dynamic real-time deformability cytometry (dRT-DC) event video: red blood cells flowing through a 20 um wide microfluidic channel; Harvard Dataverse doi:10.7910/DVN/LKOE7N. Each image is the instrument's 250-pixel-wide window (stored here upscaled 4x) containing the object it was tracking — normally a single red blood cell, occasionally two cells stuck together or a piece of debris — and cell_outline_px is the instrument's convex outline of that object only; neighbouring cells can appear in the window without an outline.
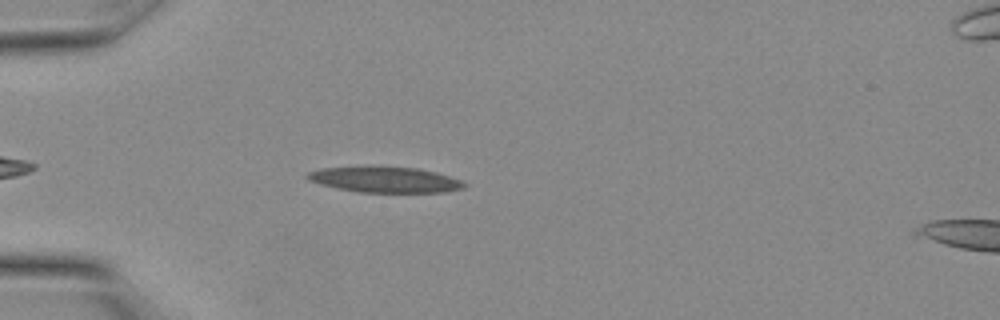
{"species": "Egyptian fruit bat (a non-hibernating species)", "species_latin": "Rousettus aegyptiacus", "temperature_condition": "warm", "stored_images_in_passage": 8, "camera_frame_rate_fps": 3000, "um_per_image_px": 0.085, "animal": {"sex": "female"}, "frame": {"image": 1, "passage_image": 2, "time_ms": 0.333, "image_size_px": [1000, 320], "cell_outline_px": [[468, 184], [464, 188], [444, 192], [356, 192], [336, 188], [320, 184], [308, 180], [304, 176], [308, 172], [320, 168], [372, 164], [420, 168], [436, 172], [460, 180]], "centroid_in_image_um": [32.66, 15.23], "position_along_channel_um": 52.3, "area_um2": 24.39}}
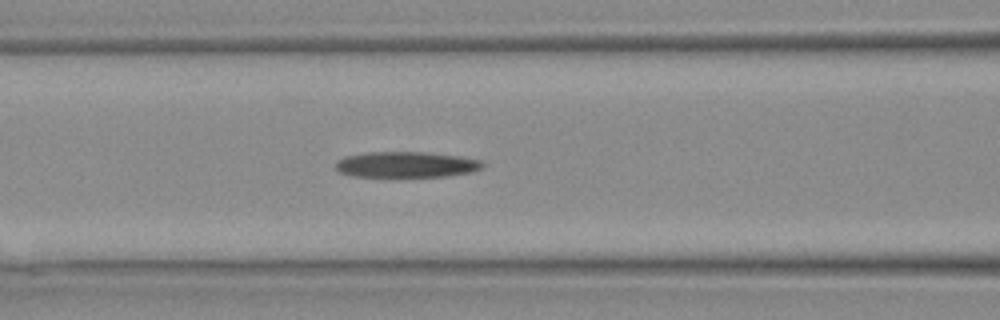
{"frame": {"image": 2, "passage_image": 6, "time_ms": 1.667, "image_size_px": [1000, 320], "cell_outline_px": [[484, 164], [480, 168], [472, 172], [444, 176], [356, 176], [340, 172], [336, 168], [336, 160], [344, 156], [364, 152], [424, 152], [456, 156], [480, 160]], "centroid_in_image_um": [34.48, 13.97], "position_along_channel_um": 132.1, "area_um2": 21.79}}
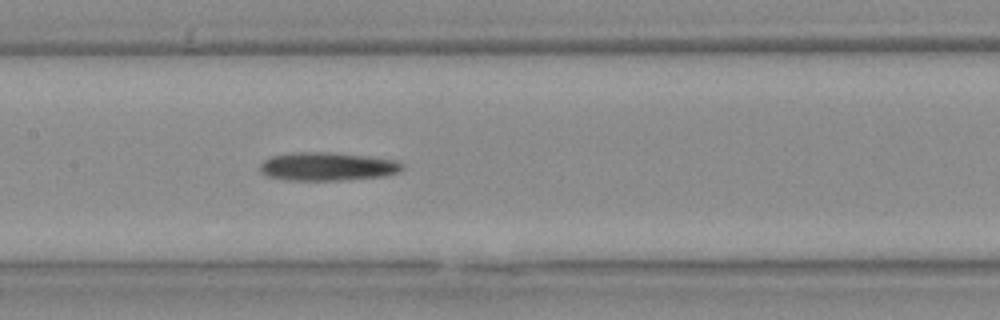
{"frame": {"image": 3, "passage_image": 8, "time_ms": 2.333, "image_size_px": [1000, 320], "cell_outline_px": [[404, 168], [400, 172], [384, 176], [340, 180], [288, 180], [268, 176], [260, 172], [260, 164], [264, 160], [272, 156], [292, 152], [328, 152], [368, 156], [396, 160], [404, 164]], "centroid_in_image_um": [27.85, 14.15], "position_along_channel_um": 179.6, "area_um2": 23.58}}